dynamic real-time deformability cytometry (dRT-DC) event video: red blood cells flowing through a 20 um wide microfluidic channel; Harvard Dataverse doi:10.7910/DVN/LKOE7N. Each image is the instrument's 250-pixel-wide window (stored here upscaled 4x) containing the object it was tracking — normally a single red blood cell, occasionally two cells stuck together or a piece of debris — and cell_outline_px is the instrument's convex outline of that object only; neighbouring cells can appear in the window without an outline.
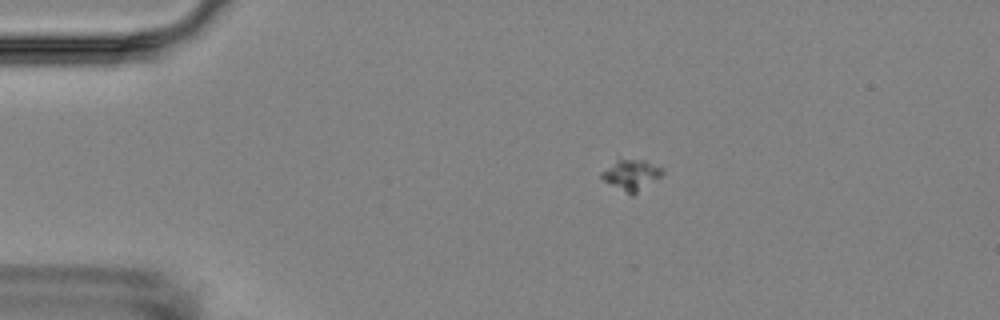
{"species": "Egyptian fruit bat (a non-hibernating species)", "species_latin": "Rousettus aegyptiacus", "temperature_condition": "room temperature", "stored_images_in_passage": 3, "camera_frame_rate_fps": 3000, "um_per_image_px": 0.085, "animal": {"sex": "female"}, "frame": {"image": 1, "passage_image": 2, "time_ms": 1.0, "image_size_px": [1000, 320], "cell_outline_px": [[664, 172], [660, 176], [632, 196], [604, 180], [600, 176], [600, 172], [616, 160], [644, 160], [664, 168]], "centroid_in_image_um": [53.66, 14.86], "position_along_channel_um": 31.3, "area_um2": 10.58}}